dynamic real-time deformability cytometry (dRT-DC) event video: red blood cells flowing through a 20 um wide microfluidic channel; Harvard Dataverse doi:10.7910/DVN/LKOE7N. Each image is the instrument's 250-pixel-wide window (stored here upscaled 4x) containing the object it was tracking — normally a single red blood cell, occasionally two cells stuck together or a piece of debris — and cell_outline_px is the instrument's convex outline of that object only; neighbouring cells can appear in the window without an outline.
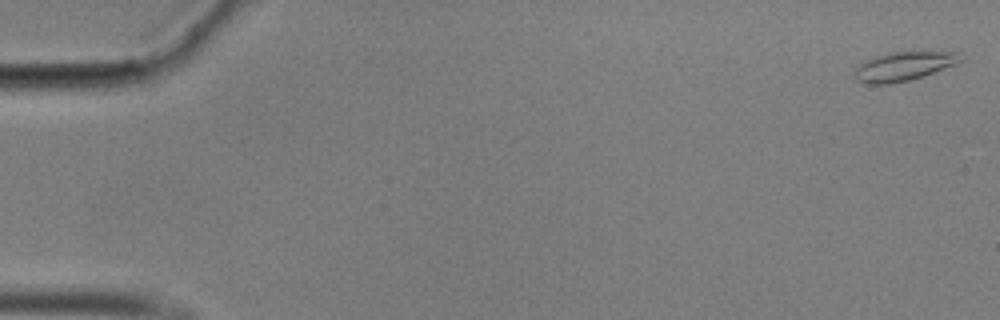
{"species": "common noctule bat (a hibernating species)", "species_latin": "Nyctalus noctula", "temperature_condition": "cold", "stored_images_in_passage": 58, "camera_frame_rate_fps": 3000, "um_per_image_px": 0.085, "animal": {"sex": "male", "body_mass_g": 17.9}, "frame": {"image": 1, "passage_image": 1, "time_ms": 0.0, "image_size_px": [1000, 320], "cell_outline_px": [[960, 60], [956, 64], [908, 80], [888, 84], [864, 84], [856, 80], [852, 72], [860, 64], [868, 60], [892, 52], [960, 52]], "centroid_in_image_um": [76.75, 5.65], "position_along_channel_um": 8.2, "area_um2": 17.34}}
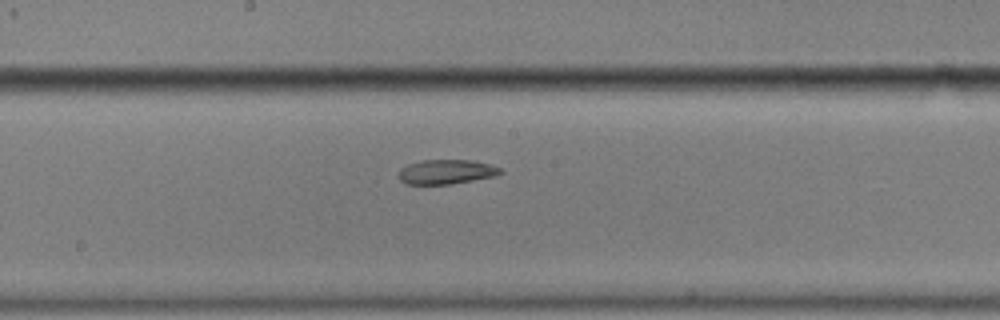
{"frame": {"image": 2, "passage_image": 31, "time_ms": 10.0, "image_size_px": [1000, 320], "cell_outline_px": [[504, 172], [496, 176], [452, 184], [404, 184], [396, 176], [400, 168], [408, 164], [420, 160], [468, 160], [488, 164], [500, 168]], "centroid_in_image_um": [37.88, 14.61], "position_along_channel_um": 210.3, "area_um2": 14.68}}
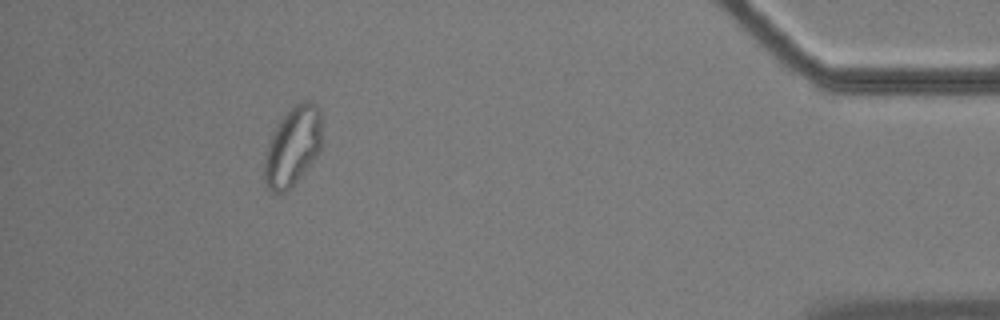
{"frame": {"image": 3, "passage_image": 53, "time_ms": 17.333, "image_size_px": [1000, 320], "cell_outline_px": [[320, 152], [292, 188], [284, 192], [272, 192], [268, 188], [264, 180], [264, 156], [268, 144], [280, 120], [300, 100], [312, 100], [316, 104], [320, 112]], "centroid_in_image_um": [24.88, 12.47], "position_along_channel_um": 410.3, "area_um2": 26.41}, "authors_computed_cell_mechanics": {"area_um2": 16.7331, "velocity_mm_per_s": 3.4584, "shape_relaxation_time_tau1_ms": null, "shape_relaxation_time_tau2_ms": 4.1054, "deformation_change_tau1": null, "deformation_change_tau2": 0.0837}}